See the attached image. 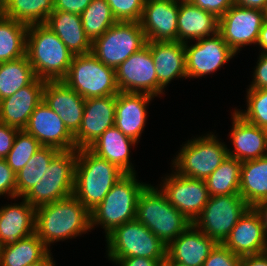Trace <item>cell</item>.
<instances>
[{
	"mask_svg": "<svg viewBox=\"0 0 267 266\" xmlns=\"http://www.w3.org/2000/svg\"><path fill=\"white\" fill-rule=\"evenodd\" d=\"M91 232L90 212L71 195L35 210V234L49 247L52 243Z\"/></svg>",
	"mask_w": 267,
	"mask_h": 266,
	"instance_id": "obj_1",
	"label": "cell"
},
{
	"mask_svg": "<svg viewBox=\"0 0 267 266\" xmlns=\"http://www.w3.org/2000/svg\"><path fill=\"white\" fill-rule=\"evenodd\" d=\"M125 175L115 164L88 148L77 149L73 195L91 212Z\"/></svg>",
	"mask_w": 267,
	"mask_h": 266,
	"instance_id": "obj_2",
	"label": "cell"
},
{
	"mask_svg": "<svg viewBox=\"0 0 267 266\" xmlns=\"http://www.w3.org/2000/svg\"><path fill=\"white\" fill-rule=\"evenodd\" d=\"M26 56L35 76L44 81H62L74 57L60 38L45 24H33L28 27Z\"/></svg>",
	"mask_w": 267,
	"mask_h": 266,
	"instance_id": "obj_3",
	"label": "cell"
},
{
	"mask_svg": "<svg viewBox=\"0 0 267 266\" xmlns=\"http://www.w3.org/2000/svg\"><path fill=\"white\" fill-rule=\"evenodd\" d=\"M135 219L151 230L166 246L192 224L172 206L159 187L151 184L138 197Z\"/></svg>",
	"mask_w": 267,
	"mask_h": 266,
	"instance_id": "obj_4",
	"label": "cell"
},
{
	"mask_svg": "<svg viewBox=\"0 0 267 266\" xmlns=\"http://www.w3.org/2000/svg\"><path fill=\"white\" fill-rule=\"evenodd\" d=\"M147 185L139 182L136 174H126L90 212L91 230L100 225L107 236L116 227L135 220L138 197Z\"/></svg>",
	"mask_w": 267,
	"mask_h": 266,
	"instance_id": "obj_5",
	"label": "cell"
},
{
	"mask_svg": "<svg viewBox=\"0 0 267 266\" xmlns=\"http://www.w3.org/2000/svg\"><path fill=\"white\" fill-rule=\"evenodd\" d=\"M213 132L194 137L179 150L171 162L174 171L184 177L205 180L228 156V147Z\"/></svg>",
	"mask_w": 267,
	"mask_h": 266,
	"instance_id": "obj_6",
	"label": "cell"
},
{
	"mask_svg": "<svg viewBox=\"0 0 267 266\" xmlns=\"http://www.w3.org/2000/svg\"><path fill=\"white\" fill-rule=\"evenodd\" d=\"M105 238L110 261L131 257L166 259L167 246L136 219L116 227Z\"/></svg>",
	"mask_w": 267,
	"mask_h": 266,
	"instance_id": "obj_7",
	"label": "cell"
},
{
	"mask_svg": "<svg viewBox=\"0 0 267 266\" xmlns=\"http://www.w3.org/2000/svg\"><path fill=\"white\" fill-rule=\"evenodd\" d=\"M62 81L84 99L119 93L115 69L99 61L91 52L74 55Z\"/></svg>",
	"mask_w": 267,
	"mask_h": 266,
	"instance_id": "obj_8",
	"label": "cell"
},
{
	"mask_svg": "<svg viewBox=\"0 0 267 266\" xmlns=\"http://www.w3.org/2000/svg\"><path fill=\"white\" fill-rule=\"evenodd\" d=\"M76 160L77 150L60 151L23 198L36 209L73 195Z\"/></svg>",
	"mask_w": 267,
	"mask_h": 266,
	"instance_id": "obj_9",
	"label": "cell"
},
{
	"mask_svg": "<svg viewBox=\"0 0 267 266\" xmlns=\"http://www.w3.org/2000/svg\"><path fill=\"white\" fill-rule=\"evenodd\" d=\"M147 44L140 22H117L92 42L91 53L114 68Z\"/></svg>",
	"mask_w": 267,
	"mask_h": 266,
	"instance_id": "obj_10",
	"label": "cell"
},
{
	"mask_svg": "<svg viewBox=\"0 0 267 266\" xmlns=\"http://www.w3.org/2000/svg\"><path fill=\"white\" fill-rule=\"evenodd\" d=\"M249 207L240 194L210 196L192 224L216 243L223 244Z\"/></svg>",
	"mask_w": 267,
	"mask_h": 266,
	"instance_id": "obj_11",
	"label": "cell"
},
{
	"mask_svg": "<svg viewBox=\"0 0 267 266\" xmlns=\"http://www.w3.org/2000/svg\"><path fill=\"white\" fill-rule=\"evenodd\" d=\"M265 21V11L233 5L219 18L218 33L238 54L243 47L256 45Z\"/></svg>",
	"mask_w": 267,
	"mask_h": 266,
	"instance_id": "obj_12",
	"label": "cell"
},
{
	"mask_svg": "<svg viewBox=\"0 0 267 266\" xmlns=\"http://www.w3.org/2000/svg\"><path fill=\"white\" fill-rule=\"evenodd\" d=\"M165 176L159 188L172 206L193 223L210 198L205 180L187 178L174 170Z\"/></svg>",
	"mask_w": 267,
	"mask_h": 266,
	"instance_id": "obj_13",
	"label": "cell"
},
{
	"mask_svg": "<svg viewBox=\"0 0 267 266\" xmlns=\"http://www.w3.org/2000/svg\"><path fill=\"white\" fill-rule=\"evenodd\" d=\"M194 42L184 43L187 78L210 75L237 55L219 33Z\"/></svg>",
	"mask_w": 267,
	"mask_h": 266,
	"instance_id": "obj_14",
	"label": "cell"
},
{
	"mask_svg": "<svg viewBox=\"0 0 267 266\" xmlns=\"http://www.w3.org/2000/svg\"><path fill=\"white\" fill-rule=\"evenodd\" d=\"M119 91L147 93L158 97V80L150 47L146 44L115 70Z\"/></svg>",
	"mask_w": 267,
	"mask_h": 266,
	"instance_id": "obj_15",
	"label": "cell"
},
{
	"mask_svg": "<svg viewBox=\"0 0 267 266\" xmlns=\"http://www.w3.org/2000/svg\"><path fill=\"white\" fill-rule=\"evenodd\" d=\"M23 130L33 135L42 146L60 151L76 150L74 136L44 100L34 109Z\"/></svg>",
	"mask_w": 267,
	"mask_h": 266,
	"instance_id": "obj_16",
	"label": "cell"
},
{
	"mask_svg": "<svg viewBox=\"0 0 267 266\" xmlns=\"http://www.w3.org/2000/svg\"><path fill=\"white\" fill-rule=\"evenodd\" d=\"M116 95L85 99L79 130L73 135L77 149L88 148L114 126Z\"/></svg>",
	"mask_w": 267,
	"mask_h": 266,
	"instance_id": "obj_17",
	"label": "cell"
},
{
	"mask_svg": "<svg viewBox=\"0 0 267 266\" xmlns=\"http://www.w3.org/2000/svg\"><path fill=\"white\" fill-rule=\"evenodd\" d=\"M179 2L145 0L141 27L147 41H178Z\"/></svg>",
	"mask_w": 267,
	"mask_h": 266,
	"instance_id": "obj_18",
	"label": "cell"
},
{
	"mask_svg": "<svg viewBox=\"0 0 267 266\" xmlns=\"http://www.w3.org/2000/svg\"><path fill=\"white\" fill-rule=\"evenodd\" d=\"M155 64L158 96L176 78H187L185 45L178 41H147Z\"/></svg>",
	"mask_w": 267,
	"mask_h": 266,
	"instance_id": "obj_19",
	"label": "cell"
},
{
	"mask_svg": "<svg viewBox=\"0 0 267 266\" xmlns=\"http://www.w3.org/2000/svg\"><path fill=\"white\" fill-rule=\"evenodd\" d=\"M239 257L267 251V237L258 213L249 207L223 243Z\"/></svg>",
	"mask_w": 267,
	"mask_h": 266,
	"instance_id": "obj_20",
	"label": "cell"
},
{
	"mask_svg": "<svg viewBox=\"0 0 267 266\" xmlns=\"http://www.w3.org/2000/svg\"><path fill=\"white\" fill-rule=\"evenodd\" d=\"M152 99L154 96L147 93L119 91L116 95L114 126L127 137L139 142L146 126V108Z\"/></svg>",
	"mask_w": 267,
	"mask_h": 266,
	"instance_id": "obj_21",
	"label": "cell"
},
{
	"mask_svg": "<svg viewBox=\"0 0 267 266\" xmlns=\"http://www.w3.org/2000/svg\"><path fill=\"white\" fill-rule=\"evenodd\" d=\"M45 82L36 77L12 96L0 100V122L23 130L34 109L43 100Z\"/></svg>",
	"mask_w": 267,
	"mask_h": 266,
	"instance_id": "obj_22",
	"label": "cell"
},
{
	"mask_svg": "<svg viewBox=\"0 0 267 266\" xmlns=\"http://www.w3.org/2000/svg\"><path fill=\"white\" fill-rule=\"evenodd\" d=\"M43 100L62 119L68 131L74 135L83 118L85 99L63 81H46Z\"/></svg>",
	"mask_w": 267,
	"mask_h": 266,
	"instance_id": "obj_23",
	"label": "cell"
},
{
	"mask_svg": "<svg viewBox=\"0 0 267 266\" xmlns=\"http://www.w3.org/2000/svg\"><path fill=\"white\" fill-rule=\"evenodd\" d=\"M216 244L214 240L191 224L167 246L164 262L203 266Z\"/></svg>",
	"mask_w": 267,
	"mask_h": 266,
	"instance_id": "obj_24",
	"label": "cell"
},
{
	"mask_svg": "<svg viewBox=\"0 0 267 266\" xmlns=\"http://www.w3.org/2000/svg\"><path fill=\"white\" fill-rule=\"evenodd\" d=\"M232 116L230 140L233 148L227 149L228 156L243 162L265 157L267 147V129L246 122L235 111Z\"/></svg>",
	"mask_w": 267,
	"mask_h": 266,
	"instance_id": "obj_25",
	"label": "cell"
},
{
	"mask_svg": "<svg viewBox=\"0 0 267 266\" xmlns=\"http://www.w3.org/2000/svg\"><path fill=\"white\" fill-rule=\"evenodd\" d=\"M20 203L0 207V241L3 246L17 243L35 233V208L23 197Z\"/></svg>",
	"mask_w": 267,
	"mask_h": 266,
	"instance_id": "obj_26",
	"label": "cell"
},
{
	"mask_svg": "<svg viewBox=\"0 0 267 266\" xmlns=\"http://www.w3.org/2000/svg\"><path fill=\"white\" fill-rule=\"evenodd\" d=\"M137 143L113 126L108 128L88 149L98 157L115 164L126 174H136L130 162V148Z\"/></svg>",
	"mask_w": 267,
	"mask_h": 266,
	"instance_id": "obj_27",
	"label": "cell"
},
{
	"mask_svg": "<svg viewBox=\"0 0 267 266\" xmlns=\"http://www.w3.org/2000/svg\"><path fill=\"white\" fill-rule=\"evenodd\" d=\"M219 18L191 2L180 3L178 13V42L187 43L218 33Z\"/></svg>",
	"mask_w": 267,
	"mask_h": 266,
	"instance_id": "obj_28",
	"label": "cell"
},
{
	"mask_svg": "<svg viewBox=\"0 0 267 266\" xmlns=\"http://www.w3.org/2000/svg\"><path fill=\"white\" fill-rule=\"evenodd\" d=\"M45 25L60 38L73 55L91 52L92 42L84 31L80 15L54 10Z\"/></svg>",
	"mask_w": 267,
	"mask_h": 266,
	"instance_id": "obj_29",
	"label": "cell"
},
{
	"mask_svg": "<svg viewBox=\"0 0 267 266\" xmlns=\"http://www.w3.org/2000/svg\"><path fill=\"white\" fill-rule=\"evenodd\" d=\"M239 194L253 207L267 200V157L243 161L240 168Z\"/></svg>",
	"mask_w": 267,
	"mask_h": 266,
	"instance_id": "obj_30",
	"label": "cell"
},
{
	"mask_svg": "<svg viewBox=\"0 0 267 266\" xmlns=\"http://www.w3.org/2000/svg\"><path fill=\"white\" fill-rule=\"evenodd\" d=\"M54 11V0H0V13L27 26L45 24Z\"/></svg>",
	"mask_w": 267,
	"mask_h": 266,
	"instance_id": "obj_31",
	"label": "cell"
},
{
	"mask_svg": "<svg viewBox=\"0 0 267 266\" xmlns=\"http://www.w3.org/2000/svg\"><path fill=\"white\" fill-rule=\"evenodd\" d=\"M50 251L34 233L15 244L3 246L0 251V266H28L43 259Z\"/></svg>",
	"mask_w": 267,
	"mask_h": 266,
	"instance_id": "obj_32",
	"label": "cell"
},
{
	"mask_svg": "<svg viewBox=\"0 0 267 266\" xmlns=\"http://www.w3.org/2000/svg\"><path fill=\"white\" fill-rule=\"evenodd\" d=\"M28 27L0 13V63L13 61L26 55Z\"/></svg>",
	"mask_w": 267,
	"mask_h": 266,
	"instance_id": "obj_33",
	"label": "cell"
},
{
	"mask_svg": "<svg viewBox=\"0 0 267 266\" xmlns=\"http://www.w3.org/2000/svg\"><path fill=\"white\" fill-rule=\"evenodd\" d=\"M60 152L53 147L42 146L16 174V198L24 197L42 179L51 160Z\"/></svg>",
	"mask_w": 267,
	"mask_h": 266,
	"instance_id": "obj_34",
	"label": "cell"
},
{
	"mask_svg": "<svg viewBox=\"0 0 267 266\" xmlns=\"http://www.w3.org/2000/svg\"><path fill=\"white\" fill-rule=\"evenodd\" d=\"M36 78L27 56L0 63V100L12 96Z\"/></svg>",
	"mask_w": 267,
	"mask_h": 266,
	"instance_id": "obj_35",
	"label": "cell"
},
{
	"mask_svg": "<svg viewBox=\"0 0 267 266\" xmlns=\"http://www.w3.org/2000/svg\"><path fill=\"white\" fill-rule=\"evenodd\" d=\"M242 162L227 156L221 165L206 179L210 196L239 194L240 168Z\"/></svg>",
	"mask_w": 267,
	"mask_h": 266,
	"instance_id": "obj_36",
	"label": "cell"
},
{
	"mask_svg": "<svg viewBox=\"0 0 267 266\" xmlns=\"http://www.w3.org/2000/svg\"><path fill=\"white\" fill-rule=\"evenodd\" d=\"M80 16L84 31L91 42L117 23L107 0H92Z\"/></svg>",
	"mask_w": 267,
	"mask_h": 266,
	"instance_id": "obj_37",
	"label": "cell"
},
{
	"mask_svg": "<svg viewBox=\"0 0 267 266\" xmlns=\"http://www.w3.org/2000/svg\"><path fill=\"white\" fill-rule=\"evenodd\" d=\"M41 147L42 145L33 135L26 133L24 130H19L15 136L12 149L5 160L17 174Z\"/></svg>",
	"mask_w": 267,
	"mask_h": 266,
	"instance_id": "obj_38",
	"label": "cell"
},
{
	"mask_svg": "<svg viewBox=\"0 0 267 266\" xmlns=\"http://www.w3.org/2000/svg\"><path fill=\"white\" fill-rule=\"evenodd\" d=\"M246 110L234 111L246 122L267 129V89H247Z\"/></svg>",
	"mask_w": 267,
	"mask_h": 266,
	"instance_id": "obj_39",
	"label": "cell"
},
{
	"mask_svg": "<svg viewBox=\"0 0 267 266\" xmlns=\"http://www.w3.org/2000/svg\"><path fill=\"white\" fill-rule=\"evenodd\" d=\"M145 0H107L117 22H140Z\"/></svg>",
	"mask_w": 267,
	"mask_h": 266,
	"instance_id": "obj_40",
	"label": "cell"
},
{
	"mask_svg": "<svg viewBox=\"0 0 267 266\" xmlns=\"http://www.w3.org/2000/svg\"><path fill=\"white\" fill-rule=\"evenodd\" d=\"M241 257L235 255L224 244L217 243L203 266H240Z\"/></svg>",
	"mask_w": 267,
	"mask_h": 266,
	"instance_id": "obj_41",
	"label": "cell"
},
{
	"mask_svg": "<svg viewBox=\"0 0 267 266\" xmlns=\"http://www.w3.org/2000/svg\"><path fill=\"white\" fill-rule=\"evenodd\" d=\"M2 195L16 200V173L5 159H0V196Z\"/></svg>",
	"mask_w": 267,
	"mask_h": 266,
	"instance_id": "obj_42",
	"label": "cell"
},
{
	"mask_svg": "<svg viewBox=\"0 0 267 266\" xmlns=\"http://www.w3.org/2000/svg\"><path fill=\"white\" fill-rule=\"evenodd\" d=\"M257 59L252 84L248 89H267V52H260Z\"/></svg>",
	"mask_w": 267,
	"mask_h": 266,
	"instance_id": "obj_43",
	"label": "cell"
},
{
	"mask_svg": "<svg viewBox=\"0 0 267 266\" xmlns=\"http://www.w3.org/2000/svg\"><path fill=\"white\" fill-rule=\"evenodd\" d=\"M191 3L220 18L231 6L235 5V0H192Z\"/></svg>",
	"mask_w": 267,
	"mask_h": 266,
	"instance_id": "obj_44",
	"label": "cell"
},
{
	"mask_svg": "<svg viewBox=\"0 0 267 266\" xmlns=\"http://www.w3.org/2000/svg\"><path fill=\"white\" fill-rule=\"evenodd\" d=\"M19 129L0 122V159H5L12 149Z\"/></svg>",
	"mask_w": 267,
	"mask_h": 266,
	"instance_id": "obj_45",
	"label": "cell"
},
{
	"mask_svg": "<svg viewBox=\"0 0 267 266\" xmlns=\"http://www.w3.org/2000/svg\"><path fill=\"white\" fill-rule=\"evenodd\" d=\"M92 0H54V10L80 15Z\"/></svg>",
	"mask_w": 267,
	"mask_h": 266,
	"instance_id": "obj_46",
	"label": "cell"
},
{
	"mask_svg": "<svg viewBox=\"0 0 267 266\" xmlns=\"http://www.w3.org/2000/svg\"><path fill=\"white\" fill-rule=\"evenodd\" d=\"M165 260H154L144 257L122 258L120 260H112L117 266H162Z\"/></svg>",
	"mask_w": 267,
	"mask_h": 266,
	"instance_id": "obj_47",
	"label": "cell"
},
{
	"mask_svg": "<svg viewBox=\"0 0 267 266\" xmlns=\"http://www.w3.org/2000/svg\"><path fill=\"white\" fill-rule=\"evenodd\" d=\"M240 266H267V251L257 255L241 257Z\"/></svg>",
	"mask_w": 267,
	"mask_h": 266,
	"instance_id": "obj_48",
	"label": "cell"
},
{
	"mask_svg": "<svg viewBox=\"0 0 267 266\" xmlns=\"http://www.w3.org/2000/svg\"><path fill=\"white\" fill-rule=\"evenodd\" d=\"M253 208L260 217L261 223L264 228V233L267 237V200L258 202L253 206Z\"/></svg>",
	"mask_w": 267,
	"mask_h": 266,
	"instance_id": "obj_49",
	"label": "cell"
},
{
	"mask_svg": "<svg viewBox=\"0 0 267 266\" xmlns=\"http://www.w3.org/2000/svg\"><path fill=\"white\" fill-rule=\"evenodd\" d=\"M235 5L265 11L267 8V0H235Z\"/></svg>",
	"mask_w": 267,
	"mask_h": 266,
	"instance_id": "obj_50",
	"label": "cell"
},
{
	"mask_svg": "<svg viewBox=\"0 0 267 266\" xmlns=\"http://www.w3.org/2000/svg\"><path fill=\"white\" fill-rule=\"evenodd\" d=\"M256 45L262 50L261 52H267V21L264 22L260 29Z\"/></svg>",
	"mask_w": 267,
	"mask_h": 266,
	"instance_id": "obj_51",
	"label": "cell"
},
{
	"mask_svg": "<svg viewBox=\"0 0 267 266\" xmlns=\"http://www.w3.org/2000/svg\"><path fill=\"white\" fill-rule=\"evenodd\" d=\"M53 259L54 258L50 251L43 259L28 266H56L55 261H53Z\"/></svg>",
	"mask_w": 267,
	"mask_h": 266,
	"instance_id": "obj_52",
	"label": "cell"
},
{
	"mask_svg": "<svg viewBox=\"0 0 267 266\" xmlns=\"http://www.w3.org/2000/svg\"><path fill=\"white\" fill-rule=\"evenodd\" d=\"M162 266H186L179 262H163Z\"/></svg>",
	"mask_w": 267,
	"mask_h": 266,
	"instance_id": "obj_53",
	"label": "cell"
},
{
	"mask_svg": "<svg viewBox=\"0 0 267 266\" xmlns=\"http://www.w3.org/2000/svg\"><path fill=\"white\" fill-rule=\"evenodd\" d=\"M179 3H187V2H191L192 0H175Z\"/></svg>",
	"mask_w": 267,
	"mask_h": 266,
	"instance_id": "obj_54",
	"label": "cell"
},
{
	"mask_svg": "<svg viewBox=\"0 0 267 266\" xmlns=\"http://www.w3.org/2000/svg\"><path fill=\"white\" fill-rule=\"evenodd\" d=\"M2 248H3V244L0 241V251H1Z\"/></svg>",
	"mask_w": 267,
	"mask_h": 266,
	"instance_id": "obj_55",
	"label": "cell"
},
{
	"mask_svg": "<svg viewBox=\"0 0 267 266\" xmlns=\"http://www.w3.org/2000/svg\"><path fill=\"white\" fill-rule=\"evenodd\" d=\"M265 16H266V21H267V8L265 10Z\"/></svg>",
	"mask_w": 267,
	"mask_h": 266,
	"instance_id": "obj_56",
	"label": "cell"
}]
</instances>
